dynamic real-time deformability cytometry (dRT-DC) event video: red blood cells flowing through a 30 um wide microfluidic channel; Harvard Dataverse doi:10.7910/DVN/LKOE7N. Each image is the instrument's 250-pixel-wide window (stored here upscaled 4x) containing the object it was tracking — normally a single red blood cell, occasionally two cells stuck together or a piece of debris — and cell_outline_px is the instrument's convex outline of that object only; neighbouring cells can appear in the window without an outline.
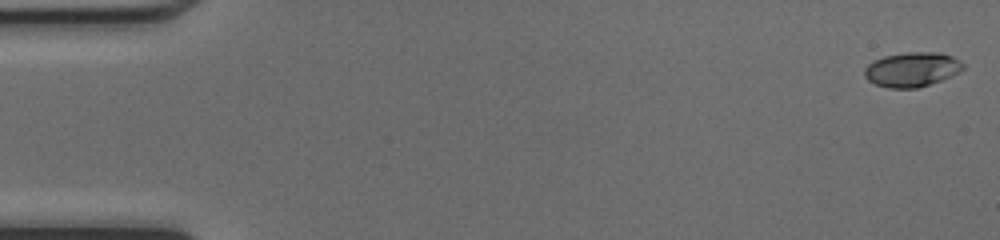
{"species": "common noctule bat (a hibernating species)", "species_latin": "Nyctalus noctula", "temperature_condition": "cold", "stored_images_in_passage": 49, "camera_frame_rate_fps": 3000, "um_per_image_px": 0.085, "animal": {"sex": "female", "body_mass_g": 17.0, "forearm_length_mm": 48.0}, "frame": {"image": 1, "passage_image": 1, "time_ms": 0.0, "image_size_px": [1000, 240], "cell_outline_px": [[964, 68], [940, 80], [916, 88], [888, 88], [876, 84], [868, 80], [864, 76], [864, 68], [872, 60], [884, 56], [908, 52], [940, 52], [952, 56], [960, 60], [964, 64]], "centroid_in_image_um": [77.47, 5.89], "position_along_channel_um": 7.5, "area_um2": 19.71}}
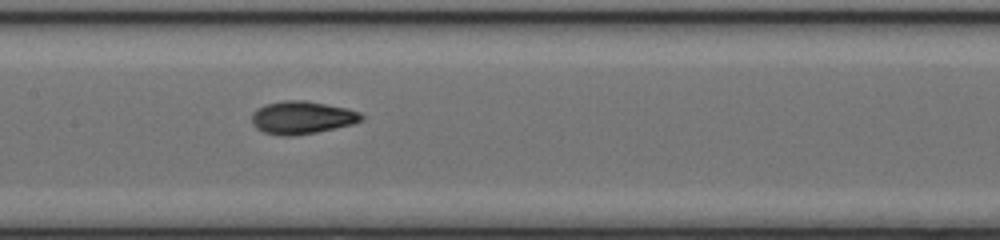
{"frame": {"image": 2, "passage_image": 24, "time_ms": 7.667, "image_size_px": [1000, 240], "cell_outline_px": [[364, 120], [352, 124], [336, 128], [316, 132], [292, 136], [280, 136], [264, 132], [256, 128], [252, 124], [252, 112], [256, 108], [264, 104], [284, 100], [304, 100], [348, 108], [360, 112], [364, 116]], "centroid_in_image_um": [25.66, 9.99], "position_along_channel_um": 181.7, "area_um2": 21.21}}
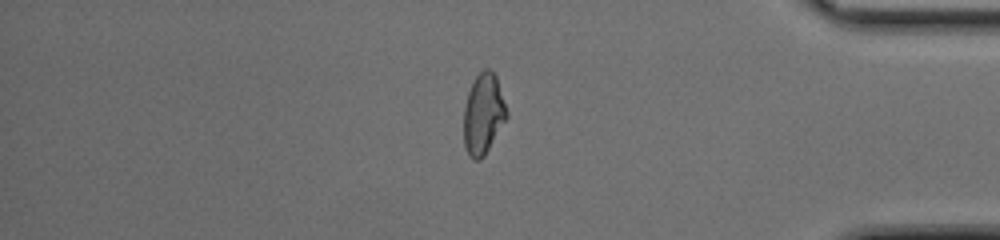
{"frame": {"image": 3, "passage_image": 41, "time_ms": 13.333, "image_size_px": [1000, 240], "cell_outline_px": [[508, 116], [484, 156], [480, 160], [472, 160], [468, 156], [464, 144], [464, 108], [468, 92], [476, 76], [484, 68], [488, 68], [496, 76], [508, 112]], "centroid_in_image_um": [41.08, 9.71], "position_along_channel_um": 394.1, "area_um2": 20.11}, "authors_computed_cell_mechanics": {"area_um2": 20.0566, "velocity_mm_per_s": 4.2683, "shape_relaxation_time_tau1_ms": 4.2651, "shape_relaxation_time_tau2_ms": 1.3465, "deformation_change_tau1": 0.1721, "deformation_change_tau2": 0.0606}}